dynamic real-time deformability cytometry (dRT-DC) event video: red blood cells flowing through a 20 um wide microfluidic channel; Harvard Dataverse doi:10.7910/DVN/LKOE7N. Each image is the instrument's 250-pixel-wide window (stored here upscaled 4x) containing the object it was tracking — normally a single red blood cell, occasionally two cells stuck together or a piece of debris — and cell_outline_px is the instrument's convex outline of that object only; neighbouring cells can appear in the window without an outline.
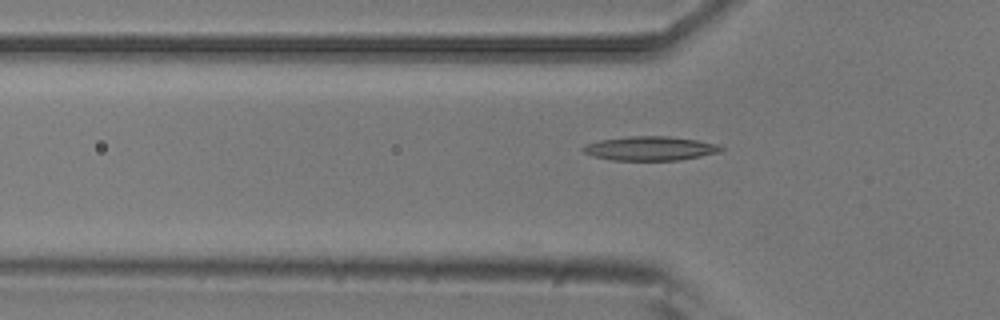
{"species": "common noctule bat (a hibernating species)", "species_latin": "Nyctalus noctula", "temperature_condition": "room temperature", "stored_images_in_passage": 3, "camera_frame_rate_fps": 3000, "um_per_image_px": 0.085, "animal": {"sex": "male", "body_mass_g": 20.5, "forearm_length_mm": 52.5}, "frame": {"image": 1, "passage_image": 2, "time_ms": 0.333, "image_size_px": [1000, 320], "cell_outline_px": [[724, 148], [720, 152], [680, 160], [612, 160], [592, 156], [584, 152], [580, 148], [584, 144], [600, 140], [628, 136], [668, 136], [696, 140], [716, 144]], "centroid_in_image_um": [55.21, 12.61], "position_along_channel_um": 70.6, "area_um2": 19.36}}